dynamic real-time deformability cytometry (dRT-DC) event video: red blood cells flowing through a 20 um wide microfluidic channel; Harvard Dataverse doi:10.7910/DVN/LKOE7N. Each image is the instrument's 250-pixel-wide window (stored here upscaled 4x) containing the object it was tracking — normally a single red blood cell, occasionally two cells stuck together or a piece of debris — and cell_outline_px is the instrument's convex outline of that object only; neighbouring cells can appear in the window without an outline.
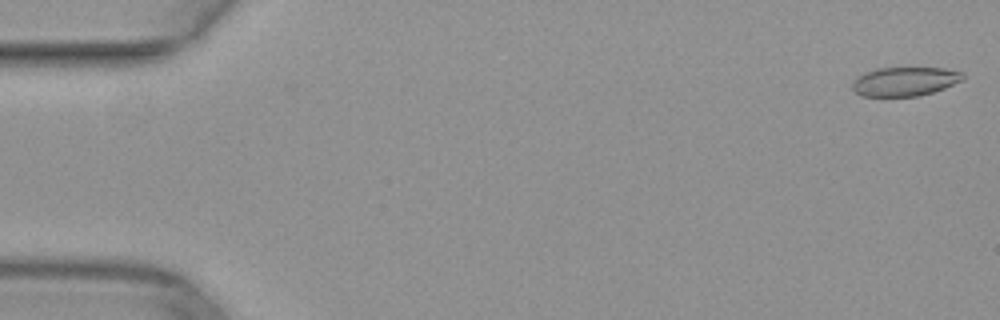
{"species": "common noctule bat (a hibernating species)", "species_latin": "Nyctalus noctula", "temperature_condition": "warm", "stored_images_in_passage": 49, "camera_frame_rate_fps": 3000, "um_per_image_px": 0.085, "animal": {"sex": "female", "body_mass_g": 29.2, "forearm_length_mm": 56.3}, "frame": {"image": 1, "passage_image": 1, "time_ms": 0.0, "image_size_px": [1000, 320], "cell_outline_px": [[964, 80], [944, 88], [920, 96], [860, 96], [852, 88], [852, 84], [856, 76], [864, 72], [876, 68], [944, 68], [964, 72]], "centroid_in_image_um": [76.91, 6.92], "position_along_channel_um": 8.1, "area_um2": 18.84}}
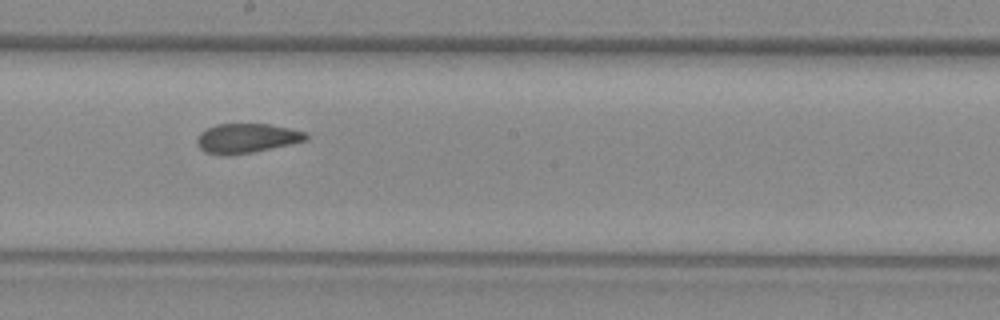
{"frame": {"image": 2, "passage_image": 28, "time_ms": 9.0, "image_size_px": [1000, 320], "cell_outline_px": [[308, 140], [252, 152], [228, 156], [204, 152], [196, 144], [196, 140], [200, 132], [216, 124], [268, 124], [308, 132]], "centroid_in_image_um": [20.95, 11.75], "position_along_channel_um": 227.3, "area_um2": 18.73}}
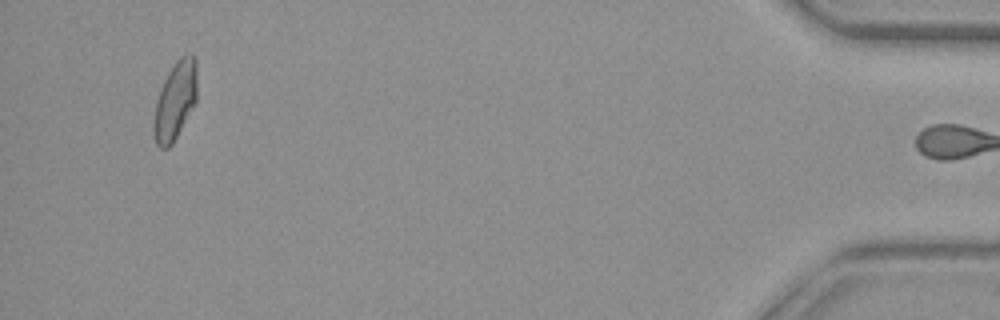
{"frame": {"image": 3, "passage_image": 48, "time_ms": 15.667, "image_size_px": [1000, 320], "cell_outline_px": [[196, 100], [172, 144], [168, 148], [160, 148], [156, 144], [152, 132], [152, 124], [156, 100], [160, 88], [168, 72], [176, 60], [180, 56], [188, 52], [192, 52], [196, 60]], "centroid_in_image_um": [14.86, 8.53], "position_along_channel_um": 420.3, "area_um2": 19.83}}